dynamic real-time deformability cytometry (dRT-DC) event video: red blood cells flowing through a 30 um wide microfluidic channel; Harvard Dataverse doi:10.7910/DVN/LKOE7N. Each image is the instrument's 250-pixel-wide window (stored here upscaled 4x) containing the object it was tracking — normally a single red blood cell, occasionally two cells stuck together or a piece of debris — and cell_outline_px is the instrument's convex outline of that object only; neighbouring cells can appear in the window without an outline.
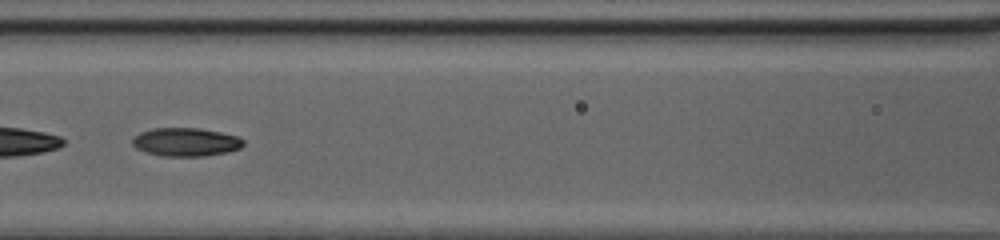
{"species": "common noctule bat (a hibernating species)", "species_latin": "Nyctalus noctula", "temperature_condition": "cold", "stored_images_in_passage": 33, "camera_frame_rate_fps": 3000, "um_per_image_px": 0.085, "animal": {"sex": "female", "body_mass_g": 20.0, "forearm_length_mm": 54.0}, "frame": {"image": 1, "passage_image": 10, "time_ms": 3.0, "image_size_px": [1000, 240], "cell_outline_px": [[244, 144], [240, 148], [228, 152], [204, 156], [160, 156], [144, 152], [136, 148], [132, 144], [132, 140], [140, 132], [156, 128], [196, 128], [220, 132], [236, 136], [244, 140]], "centroid_in_image_um": [15.78, 12.08], "position_along_channel_um": 150.8, "area_um2": 18.32}}
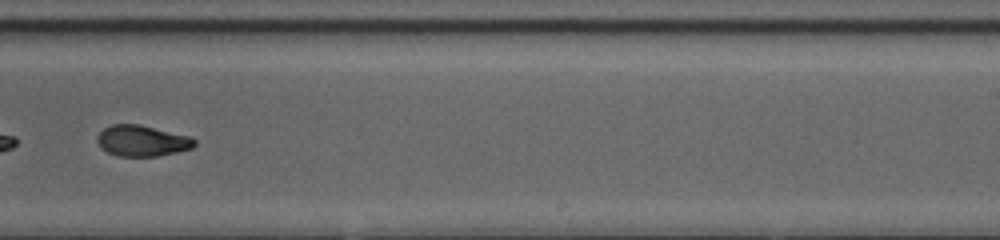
{"frame": {"image": 2, "passage_image": 19, "time_ms": 6.0, "image_size_px": [1000, 240], "cell_outline_px": [[196, 144], [192, 148], [176, 152], [156, 156], [120, 156], [108, 152], [100, 148], [96, 140], [96, 136], [104, 128], [112, 124], [136, 124], [188, 136], [196, 140]], "centroid_in_image_um": [12.03, 11.97], "position_along_channel_um": 277.0, "area_um2": 17.34}, "authors_computed_cell_mechanics": {"area_um2": 18.1492, "velocity_mm_per_s": 4.2202, "shape_relaxation_time_tau1_ms": 5.0888, "shape_relaxation_time_tau2_ms": 2.4164, "deformation_change_tau1": 0.1513, "deformation_change_tau2": 0.079}}